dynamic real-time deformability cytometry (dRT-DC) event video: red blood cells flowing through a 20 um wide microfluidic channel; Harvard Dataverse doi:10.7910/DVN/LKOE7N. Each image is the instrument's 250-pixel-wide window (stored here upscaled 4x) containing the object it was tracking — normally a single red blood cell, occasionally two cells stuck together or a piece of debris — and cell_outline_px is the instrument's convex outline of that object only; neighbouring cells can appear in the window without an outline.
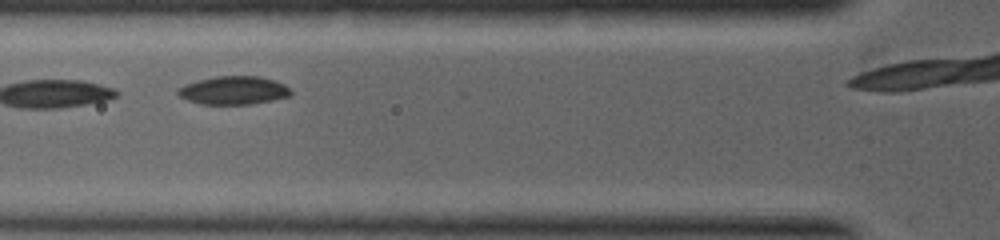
{"species": "common noctule bat (a hibernating species)", "species_latin": "Nyctalus noctula", "temperature_condition": "warm", "stored_images_in_passage": 9, "camera_frame_rate_fps": 5000, "um_per_image_px": 0.085, "animal": {"sex": "female", "body_mass_g": 19.0, "forearm_length_mm": 53.3}, "frame": {"image": 1, "passage_image": 3, "time_ms": 0.8, "image_size_px": [1000, 240], "cell_outline_px": [[292, 96], [272, 100], [248, 104], [200, 104], [188, 100], [180, 96], [176, 92], [176, 88], [184, 84], [216, 76], [260, 76], [284, 84], [292, 92]], "centroid_in_image_um": [19.84, 7.68], "position_along_channel_um": 106.0, "area_um2": 18.55}}